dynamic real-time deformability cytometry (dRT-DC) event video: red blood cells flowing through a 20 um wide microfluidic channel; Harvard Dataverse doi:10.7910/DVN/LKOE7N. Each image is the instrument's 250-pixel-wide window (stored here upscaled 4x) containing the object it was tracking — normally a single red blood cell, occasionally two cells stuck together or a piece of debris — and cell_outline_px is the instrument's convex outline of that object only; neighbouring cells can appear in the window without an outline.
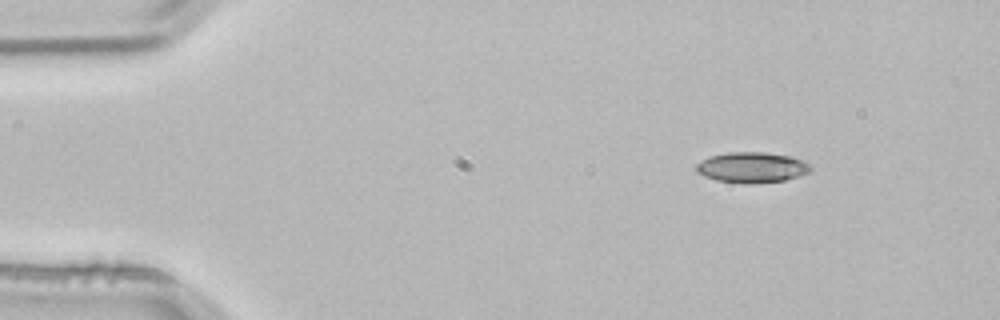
{"species": "common noctule bat (a hibernating species)", "species_latin": "Nyctalus noctula", "temperature_condition": "room temperature", "stored_images_in_passage": 3, "camera_frame_rate_fps": 3000, "um_per_image_px": 0.085, "animal": {"sex": "male", "body_mass_g": 21.5, "forearm_length_mm": 52.0}, "frame": {"image": 1, "passage_image": 1, "time_ms": 0.0, "image_size_px": [1000, 320], "cell_outline_px": [[812, 172], [784, 180], [716, 180], [704, 176], [696, 172], [696, 164], [712, 156], [728, 152], [764, 152], [792, 156], [808, 164], [812, 168]], "centroid_in_image_um": [63.94, 14.17], "position_along_channel_um": 21.1, "area_um2": 19.25}}
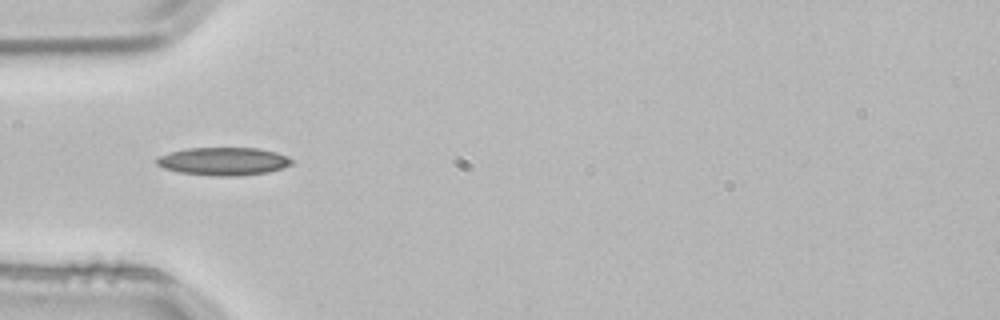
{"frame": {"image": 2, "passage_image": 3, "time_ms": 0.667, "image_size_px": [1000, 320], "cell_outline_px": [[292, 164], [284, 168], [268, 172], [236, 176], [212, 176], [180, 172], [164, 168], [156, 164], [156, 156], [168, 152], [188, 148], [256, 148], [276, 152], [288, 156], [292, 160]], "centroid_in_image_um": [18.98, 13.71], "position_along_channel_um": 66.0, "area_um2": 22.14}}